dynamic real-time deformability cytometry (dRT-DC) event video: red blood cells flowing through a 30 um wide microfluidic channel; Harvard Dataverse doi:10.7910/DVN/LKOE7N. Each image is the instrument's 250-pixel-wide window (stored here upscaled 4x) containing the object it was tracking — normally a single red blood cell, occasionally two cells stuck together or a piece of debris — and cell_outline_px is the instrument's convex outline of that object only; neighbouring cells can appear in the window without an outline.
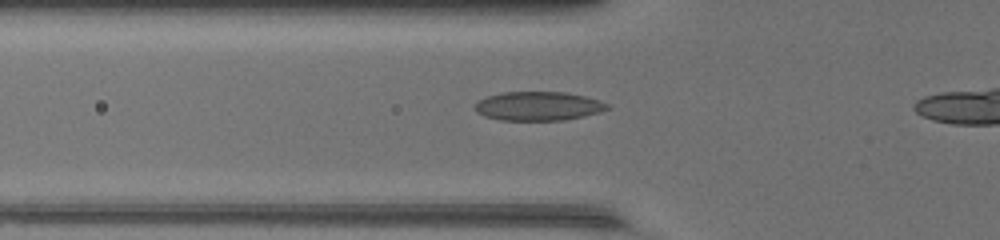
{"species": "common noctule bat (a hibernating species)", "species_latin": "Nyctalus noctula", "temperature_condition": "warm", "stored_images_in_passage": 31, "camera_frame_rate_fps": 3000, "um_per_image_px": 0.085, "animal": {"sex": "female", "body_mass_g": 17.0, "forearm_length_mm": 48.0}, "frame": {"image": 1, "passage_image": 9, "time_ms": 2.667, "image_size_px": [1000, 240], "cell_outline_px": [[612, 108], [600, 112], [584, 116], [564, 120], [500, 120], [484, 116], [476, 112], [472, 108], [480, 100], [488, 96], [504, 92], [564, 92], [584, 96], [600, 100], [608, 104]], "centroid_in_image_um": [45.77, 9.02], "position_along_channel_um": 80.0, "area_um2": 22.37}}
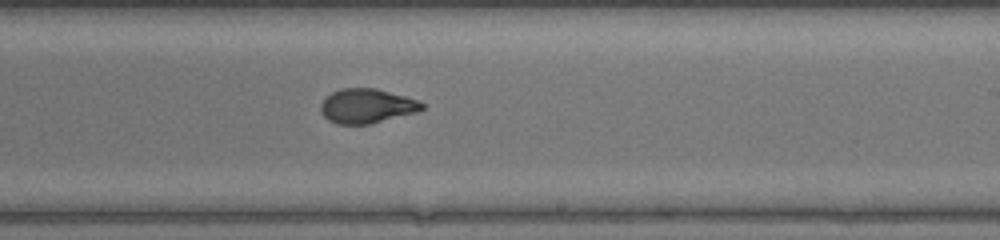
{"frame": {"image": 2, "passage_image": 21, "time_ms": 6.667, "image_size_px": [1000, 240], "cell_outline_px": [[424, 108], [416, 112], [368, 124], [336, 124], [328, 120], [320, 112], [320, 104], [332, 92], [340, 88], [376, 88], [404, 96], [416, 100], [424, 104]], "centroid_in_image_um": [31.13, 9.01], "position_along_channel_um": 257.9, "area_um2": 20.11}}
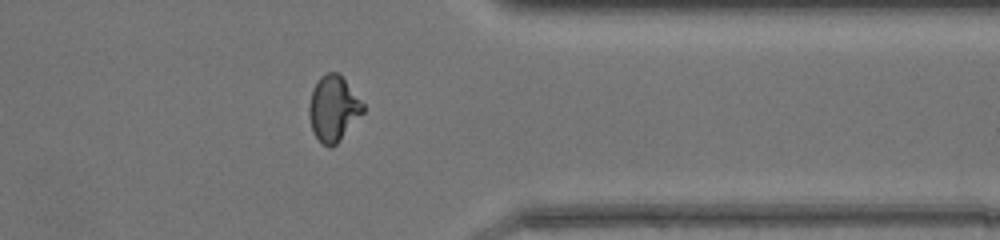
{"frame": {"image": 3, "passage_image": 30, "time_ms": 9.667, "image_size_px": [1000, 240], "cell_outline_px": [[364, 112], [340, 140], [332, 148], [328, 148], [312, 132], [308, 116], [308, 108], [312, 88], [320, 76], [328, 72], [336, 72], [344, 80], [364, 104]], "centroid_in_image_um": [28.31, 9.24], "position_along_channel_um": 383.1, "area_um2": 20.52}}